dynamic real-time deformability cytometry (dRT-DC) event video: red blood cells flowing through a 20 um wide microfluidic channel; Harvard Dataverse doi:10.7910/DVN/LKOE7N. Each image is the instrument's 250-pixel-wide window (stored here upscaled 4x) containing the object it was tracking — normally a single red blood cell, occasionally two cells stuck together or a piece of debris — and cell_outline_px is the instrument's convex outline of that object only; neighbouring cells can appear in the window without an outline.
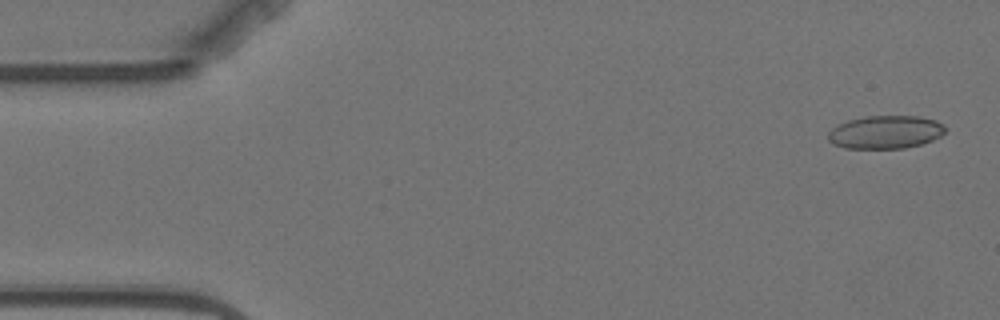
{"species": "Egyptian fruit bat (a non-hibernating species)", "species_latin": "Rousettus aegyptiacus", "temperature_condition": "warm", "stored_images_in_passage": 5, "camera_frame_rate_fps": 3000, "um_per_image_px": 0.085, "animal": {"sex": "female"}, "frame": {"image": 1, "passage_image": 1, "time_ms": 0.0, "image_size_px": [1000, 320], "cell_outline_px": [[944, 132], [940, 136], [932, 140], [920, 144], [904, 148], [844, 148], [832, 144], [828, 140], [828, 132], [836, 124], [848, 120], [864, 116], [920, 116], [936, 120], [944, 124]], "centroid_in_image_um": [75.23, 11.22], "position_along_channel_um": 9.8, "area_um2": 22.72}}
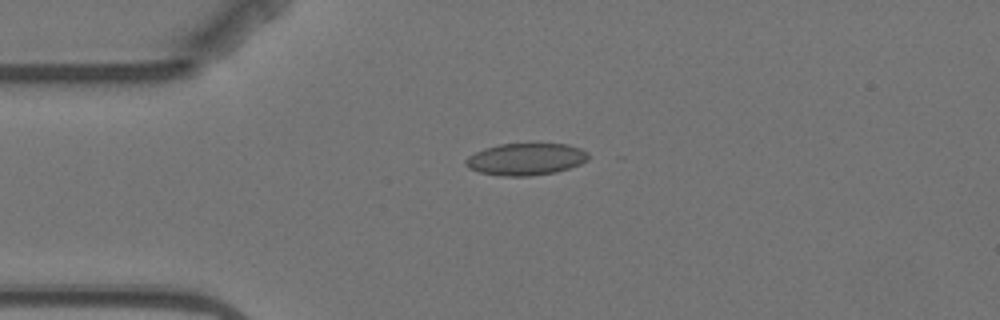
{"frame": {"image": 2, "passage_image": 4, "time_ms": 3.667, "image_size_px": [1000, 320], "cell_outline_px": [[588, 160], [580, 164], [556, 172], [532, 176], [504, 176], [480, 172], [468, 168], [464, 164], [464, 160], [468, 156], [484, 148], [500, 144], [568, 144], [580, 148], [588, 152]], "centroid_in_image_um": [44.69, 13.53], "position_along_channel_um": 40.3, "area_um2": 22.89}}